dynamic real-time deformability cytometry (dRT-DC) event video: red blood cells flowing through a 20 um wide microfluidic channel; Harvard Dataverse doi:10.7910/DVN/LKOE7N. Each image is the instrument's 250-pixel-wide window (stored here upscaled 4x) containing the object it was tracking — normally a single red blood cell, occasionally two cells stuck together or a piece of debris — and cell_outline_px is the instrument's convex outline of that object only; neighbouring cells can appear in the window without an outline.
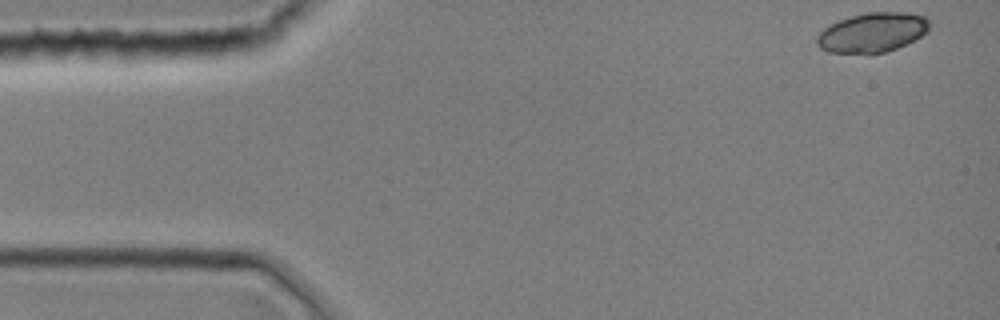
{"species": "common noctule bat (a hibernating species)", "species_latin": "Nyctalus noctula", "temperature_condition": "room temperature", "stored_images_in_passage": 10, "camera_frame_rate_fps": 3000, "um_per_image_px": 0.085, "animal": {"sex": "female", "body_mass_g": 19.0, "forearm_length_mm": 51.5}, "frame": {"image": 1, "passage_image": 1, "time_ms": 0.0, "image_size_px": [1000, 320], "cell_outline_px": [[928, 32], [896, 48], [884, 52], [828, 52], [820, 48], [816, 44], [816, 36], [824, 28], [840, 20], [852, 16], [868, 12], [908, 12], [928, 16]], "centroid_in_image_um": [74.16, 2.73], "position_along_channel_um": 10.8, "area_um2": 25.55}}
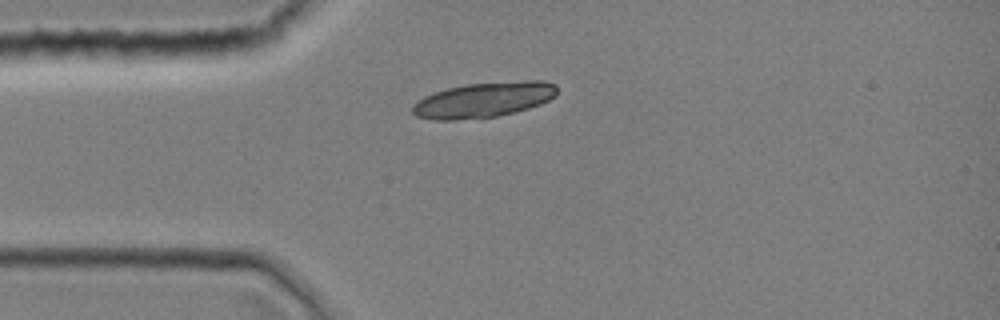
{"frame": {"image": 2, "passage_image": 9, "time_ms": 2.667, "image_size_px": [1000, 320], "cell_outline_px": [[556, 96], [540, 104], [528, 108], [496, 116], [456, 120], [432, 120], [416, 116], [412, 112], [412, 104], [424, 96], [448, 88], [468, 84], [524, 80], [544, 80], [556, 84]], "centroid_in_image_um": [41.11, 8.48], "position_along_channel_um": 43.9, "area_um2": 29.59}}